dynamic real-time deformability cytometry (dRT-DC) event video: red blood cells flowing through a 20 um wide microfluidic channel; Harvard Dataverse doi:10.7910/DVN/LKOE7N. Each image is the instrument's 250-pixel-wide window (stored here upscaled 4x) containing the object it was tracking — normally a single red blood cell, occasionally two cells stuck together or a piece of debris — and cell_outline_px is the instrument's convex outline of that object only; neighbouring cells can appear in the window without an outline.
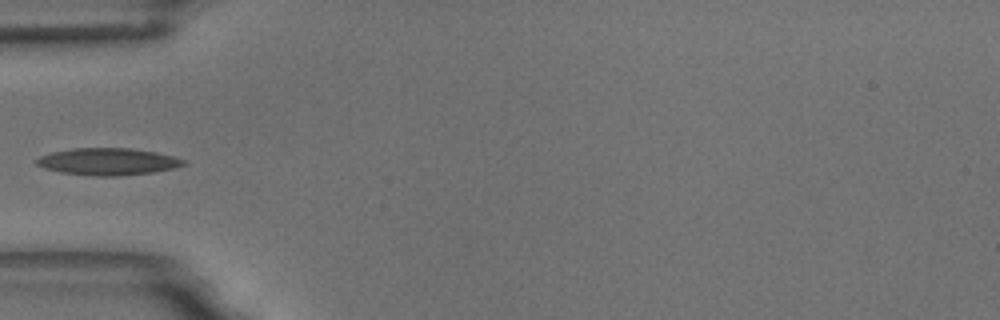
{"species": "common noctule bat (a hibernating species)", "species_latin": "Nyctalus noctula", "temperature_condition": "room temperature", "stored_images_in_passage": 4, "camera_frame_rate_fps": 3000, "um_per_image_px": 0.085, "animal": {"sex": "male", "body_mass_g": 18.8}, "frame": {"image": 1, "passage_image": 4, "time_ms": 4.333, "image_size_px": [1000, 320], "cell_outline_px": [[188, 164], [176, 168], [152, 172], [120, 176], [96, 176], [60, 172], [44, 168], [36, 164], [36, 160], [40, 156], [52, 152], [72, 148], [132, 148], [156, 152], [172, 156], [184, 160]], "centroid_in_image_um": [9.19, 13.73], "position_along_channel_um": 75.8, "area_um2": 23.18}}